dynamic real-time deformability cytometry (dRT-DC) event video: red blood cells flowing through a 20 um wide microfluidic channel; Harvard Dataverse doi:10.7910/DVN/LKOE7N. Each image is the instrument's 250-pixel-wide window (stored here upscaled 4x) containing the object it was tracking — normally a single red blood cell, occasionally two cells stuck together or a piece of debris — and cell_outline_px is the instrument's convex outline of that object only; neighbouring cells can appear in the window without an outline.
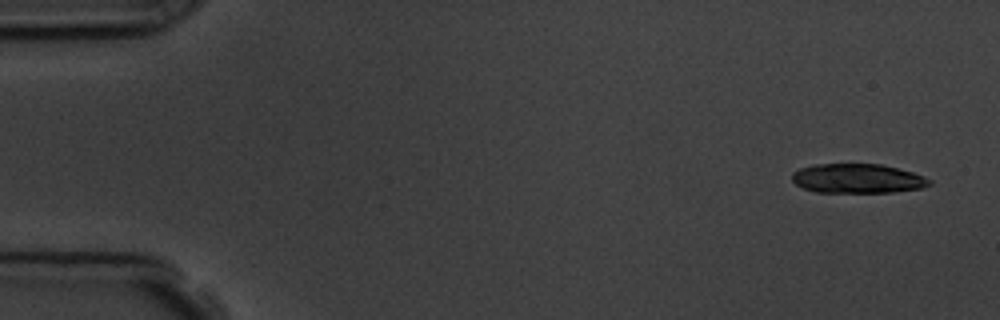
{"species": "common noctule bat (a hibernating species)", "species_latin": "Nyctalus noctula", "temperature_condition": "room temperature", "stored_images_in_passage": 6, "segment_of_instrument_passage": [1, 2], "camera_frame_rate_fps": 3000, "um_per_image_px": 0.085, "animal": {"sex": "male", "body_mass_g": 19.5, "forearm_length_mm": 54.6}, "frame": {"image": 1, "passage_image": 1, "time_ms": 0.0, "image_size_px": [1000, 320], "cell_outline_px": [[932, 184], [920, 188], [892, 192], [816, 192], [804, 188], [796, 184], [792, 180], [792, 172], [800, 168], [816, 164], [880, 164], [912, 172], [924, 176], [932, 180]], "centroid_in_image_um": [72.89, 15.17], "position_along_channel_um": 12.1, "area_um2": 23.41}}